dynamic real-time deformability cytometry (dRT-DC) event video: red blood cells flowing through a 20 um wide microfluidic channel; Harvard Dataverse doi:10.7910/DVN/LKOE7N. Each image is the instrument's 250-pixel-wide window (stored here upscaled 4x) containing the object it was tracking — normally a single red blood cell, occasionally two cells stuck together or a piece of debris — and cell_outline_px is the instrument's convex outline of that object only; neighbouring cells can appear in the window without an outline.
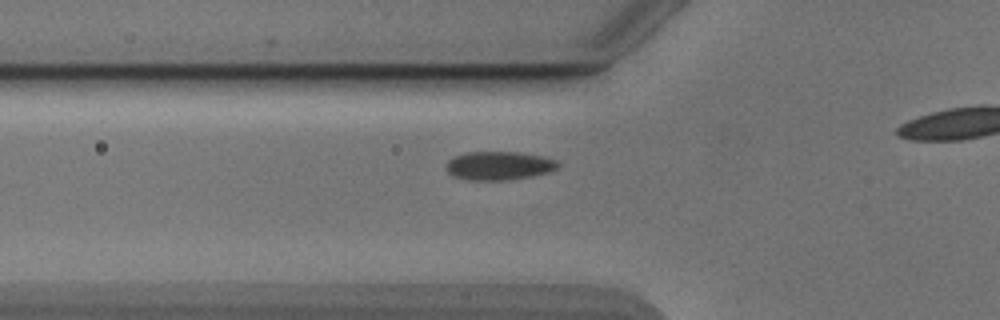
{"species": "Egyptian fruit bat (a non-hibernating species)", "species_latin": "Rousettus aegyptiacus", "temperature_condition": "cold", "stored_images_in_passage": 27, "camera_frame_rate_fps": 3000, "um_per_image_px": 0.085, "animal": {"sex": "male"}, "frame": {"image": 1, "passage_image": 2, "time_ms": 0.333, "image_size_px": [1000, 320], "cell_outline_px": [[560, 164], [552, 172], [532, 176], [508, 180], [468, 180], [452, 176], [448, 172], [448, 160], [456, 156], [468, 152], [520, 152], [544, 156], [556, 160]], "centroid_in_image_um": [42.47, 14.09], "position_along_channel_um": 83.3, "area_um2": 18.67}}
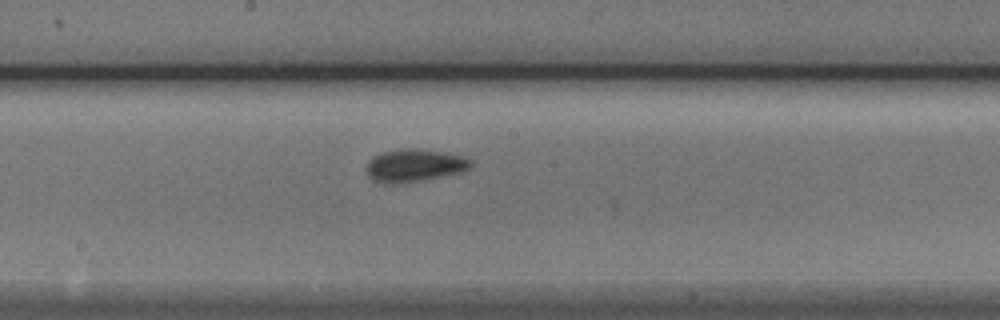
{"frame": {"image": 2, "passage_image": 12, "time_ms": 3.667, "image_size_px": [1000, 320], "cell_outline_px": [[472, 164], [468, 168], [460, 172], [400, 184], [384, 184], [372, 180], [368, 176], [368, 160], [372, 156], [380, 152], [400, 148], [412, 148], [440, 152], [464, 156], [472, 160]], "centroid_in_image_um": [35.16, 14.06], "position_along_channel_um": 213.0, "area_um2": 19.83}}
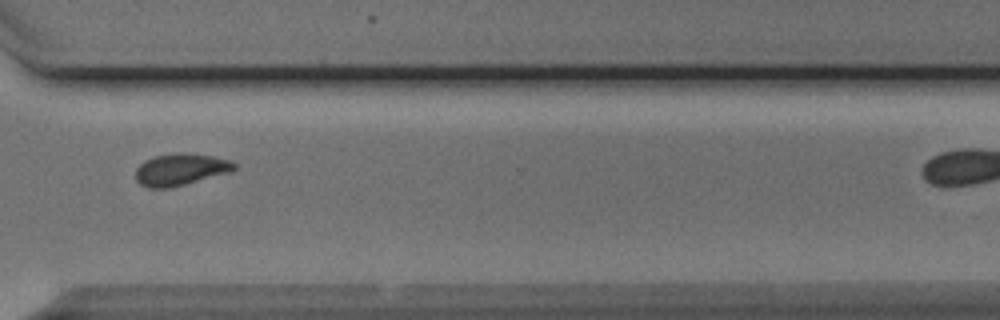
{"frame": {"image": 3, "passage_image": 23, "time_ms": 7.333, "image_size_px": [1000, 320], "cell_outline_px": [[236, 168], [232, 172], [168, 188], [148, 188], [140, 184], [136, 180], [136, 168], [144, 160], [152, 156], [176, 152], [184, 152], [212, 156], [228, 160], [236, 164]], "centroid_in_image_um": [15.32, 14.39], "position_along_channel_um": 355.3, "area_um2": 18.44}}